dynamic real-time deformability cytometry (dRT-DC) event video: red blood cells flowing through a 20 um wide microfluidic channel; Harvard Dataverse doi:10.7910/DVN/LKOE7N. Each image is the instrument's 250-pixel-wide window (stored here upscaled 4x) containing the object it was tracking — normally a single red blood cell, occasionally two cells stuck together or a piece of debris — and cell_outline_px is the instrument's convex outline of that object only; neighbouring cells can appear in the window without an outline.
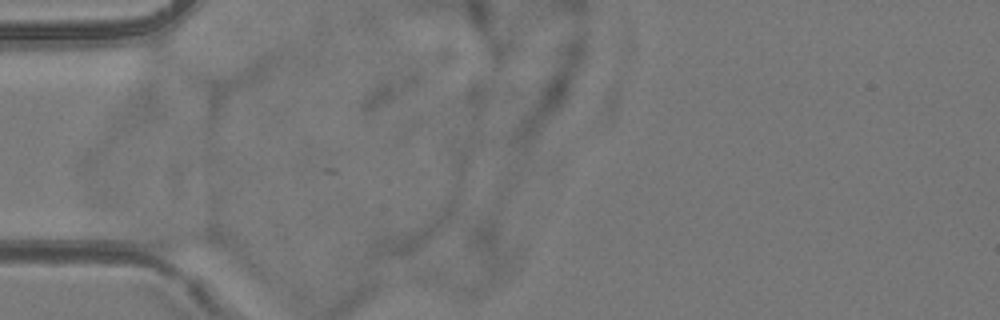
{"species": "common noctule bat (a hibernating species)", "species_latin": "Nyctalus noctula", "temperature_condition": "room temperature", "stored_images_in_passage": 2, "camera_frame_rate_fps": 3000, "um_per_image_px": 0.085, "animal": {"sex": "female", "body_mass_g": 24.6, "forearm_length_mm": 56.2}, "frame": {"image": 1, "passage_image": 1, "time_ms": 0.0, "image_size_px": [1000, 320], "cell_outline_px": [[224, 248], [168, 252], [156, 248], [148, 244], [136, 228], [148, 224], [208, 228], [216, 232], [220, 236], [224, 244]], "centroid_in_image_um": [15.33, 20.22], "position_along_channel_um": 69.7, "area_um2": 12.95}}